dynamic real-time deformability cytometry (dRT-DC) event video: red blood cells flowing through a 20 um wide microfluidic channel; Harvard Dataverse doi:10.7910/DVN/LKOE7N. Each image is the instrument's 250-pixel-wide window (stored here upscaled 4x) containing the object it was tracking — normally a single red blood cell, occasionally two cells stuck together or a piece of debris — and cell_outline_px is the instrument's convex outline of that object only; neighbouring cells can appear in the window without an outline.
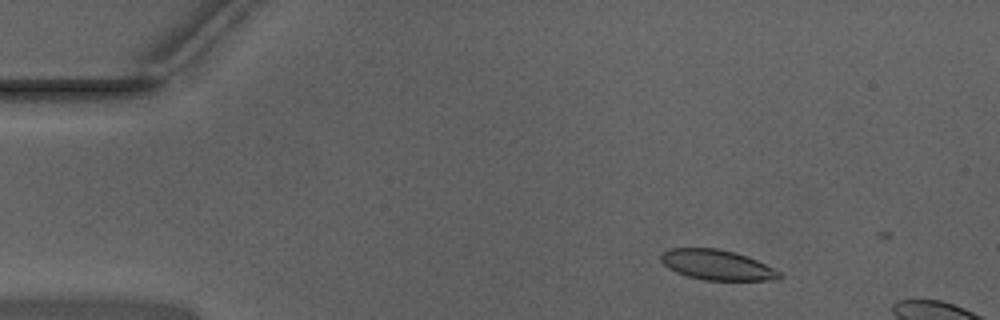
{"species": "Egyptian fruit bat (a non-hibernating species)", "species_latin": "Rousettus aegyptiacus", "temperature_condition": "warm", "stored_images_in_passage": 12, "camera_frame_rate_fps": 3000, "um_per_image_px": 0.085, "animal": {"sex": "male"}, "frame": {"image": 1, "passage_image": 6, "time_ms": 1.667, "image_size_px": [1000, 320], "cell_outline_px": [[784, 276], [780, 280], [704, 280], [688, 276], [676, 272], [668, 268], [660, 260], [660, 252], [668, 248], [716, 248], [732, 252], [756, 260], [776, 268], [784, 272]], "centroid_in_image_um": [60.97, 22.53], "position_along_channel_um": 24.0, "area_um2": 21.04}}